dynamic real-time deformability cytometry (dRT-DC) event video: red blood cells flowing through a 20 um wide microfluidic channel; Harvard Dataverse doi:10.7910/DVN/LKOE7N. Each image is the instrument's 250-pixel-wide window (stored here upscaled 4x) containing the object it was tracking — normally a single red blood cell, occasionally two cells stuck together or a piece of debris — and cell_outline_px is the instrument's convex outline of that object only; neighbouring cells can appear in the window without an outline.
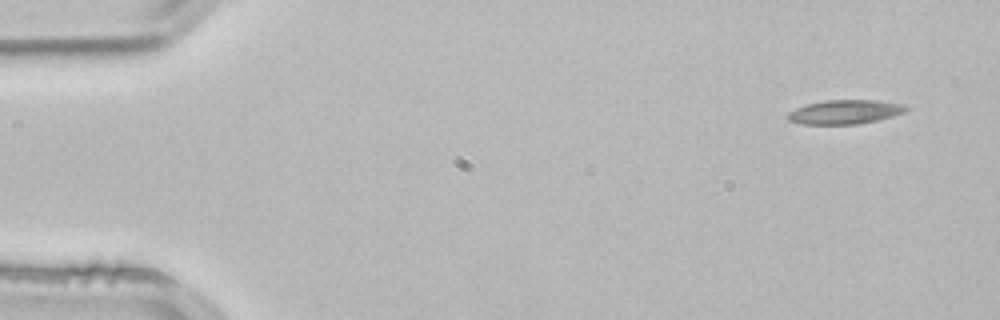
{"species": "common noctule bat (a hibernating species)", "species_latin": "Nyctalus noctula", "temperature_condition": "room temperature", "stored_images_in_passage": 3, "camera_frame_rate_fps": 3000, "um_per_image_px": 0.085, "animal": {"sex": "male", "body_mass_g": 21.5, "forearm_length_mm": 52.0}, "frame": {"image": 1, "passage_image": 1, "time_ms": 0.0, "image_size_px": [1000, 320], "cell_outline_px": [[912, 108], [904, 112], [892, 116], [876, 120], [856, 124], [800, 124], [788, 120], [788, 112], [796, 108], [808, 104], [824, 100], [876, 100], [908, 104]], "centroid_in_image_um": [71.88, 9.5], "position_along_channel_um": 13.1, "area_um2": 16.7}}
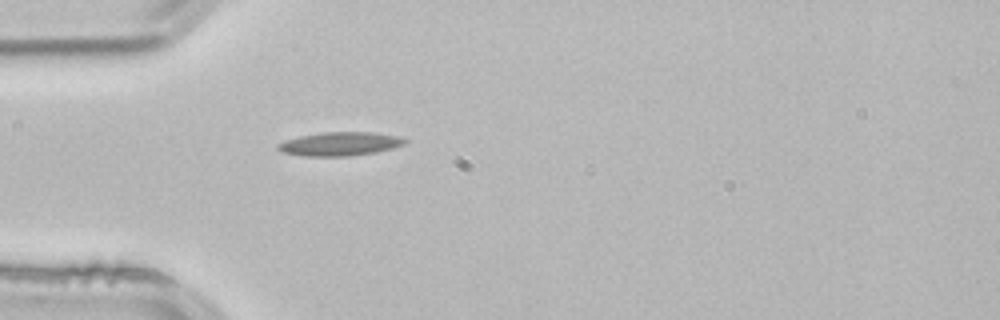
{"frame": {"image": 2, "passage_image": 3, "time_ms": 0.667, "image_size_px": [1000, 320], "cell_outline_px": [[408, 140], [404, 144], [392, 148], [376, 152], [348, 156], [300, 156], [284, 152], [276, 148], [276, 144], [284, 140], [300, 136], [320, 132], [372, 132], [396, 136]], "centroid_in_image_um": [28.84, 12.23], "position_along_channel_um": 56.2, "area_um2": 17.51}}